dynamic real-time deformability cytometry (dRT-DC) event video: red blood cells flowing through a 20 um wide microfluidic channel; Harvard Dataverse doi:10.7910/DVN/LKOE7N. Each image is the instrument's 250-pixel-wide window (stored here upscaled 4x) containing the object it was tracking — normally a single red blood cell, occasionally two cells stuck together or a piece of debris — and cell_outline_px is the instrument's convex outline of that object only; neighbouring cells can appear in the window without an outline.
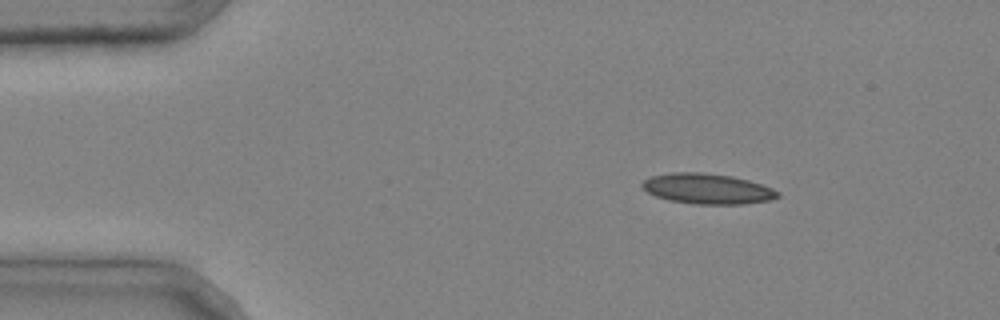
{"species": "common noctule bat (a hibernating species)", "species_latin": "Nyctalus noctula", "temperature_condition": "cold", "stored_images_in_passage": 2, "camera_frame_rate_fps": 3000, "um_per_image_px": 0.085, "animal": {"sex": "male", "body_mass_g": 20.4}, "frame": {"image": 1, "passage_image": 1, "time_ms": 0.0, "image_size_px": [1000, 320], "cell_outline_px": [[780, 196], [768, 200], [744, 204], [692, 204], [668, 200], [656, 196], [648, 192], [640, 184], [644, 180], [652, 176], [672, 172], [700, 172], [732, 176], [748, 180], [772, 188], [780, 192]], "centroid_in_image_um": [60.12, 16.04], "position_along_channel_um": 24.9, "area_um2": 23.93}}